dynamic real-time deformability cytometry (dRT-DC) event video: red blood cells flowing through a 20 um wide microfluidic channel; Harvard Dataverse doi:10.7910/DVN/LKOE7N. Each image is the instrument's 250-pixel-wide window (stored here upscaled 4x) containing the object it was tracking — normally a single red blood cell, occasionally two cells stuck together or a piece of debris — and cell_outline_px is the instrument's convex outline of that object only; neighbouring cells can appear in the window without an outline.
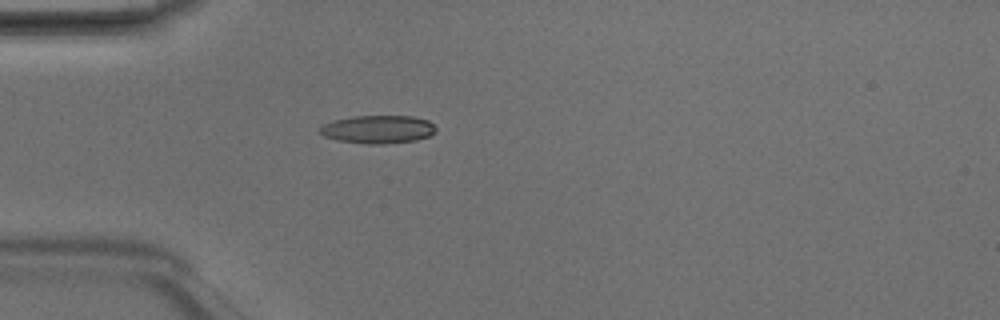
{"species": "Egyptian fruit bat (a non-hibernating species)", "species_latin": "Rousettus aegyptiacus", "temperature_condition": "room temperature", "stored_images_in_passage": 3, "camera_frame_rate_fps": 3000, "um_per_image_px": 0.085, "animal": {"sex": "male"}, "frame": {"image": 1, "passage_image": 3, "time_ms": 0.667, "image_size_px": [1000, 320], "cell_outline_px": [[436, 132], [428, 136], [416, 140], [384, 144], [368, 144], [336, 140], [324, 136], [320, 132], [320, 128], [324, 124], [336, 120], [352, 116], [412, 116], [428, 120], [436, 128]], "centroid_in_image_um": [32.14, 11.0], "position_along_channel_um": 52.9, "area_um2": 18.9}}